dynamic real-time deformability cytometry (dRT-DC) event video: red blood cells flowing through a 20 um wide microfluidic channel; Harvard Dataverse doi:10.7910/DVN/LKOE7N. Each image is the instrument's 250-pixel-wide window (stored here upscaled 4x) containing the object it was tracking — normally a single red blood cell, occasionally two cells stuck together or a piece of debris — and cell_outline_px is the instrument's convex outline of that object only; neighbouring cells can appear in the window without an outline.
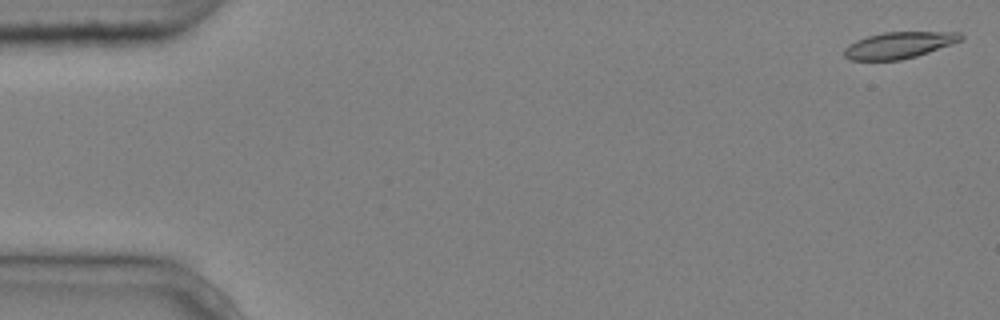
{"species": "common noctule bat (a hibernating species)", "species_latin": "Nyctalus noctula", "temperature_condition": "cold", "stored_images_in_passage": 5, "camera_frame_rate_fps": 3000, "um_per_image_px": 0.085, "animal": {"sex": "male", "body_mass_g": 20.4}, "frame": {"image": 1, "passage_image": 1, "time_ms": 0.0, "image_size_px": [1000, 320], "cell_outline_px": [[964, 36], [960, 40], [928, 52], [916, 56], [900, 60], [848, 60], [844, 56], [844, 48], [856, 40], [868, 36], [884, 32], [960, 32]], "centroid_in_image_um": [76.37, 3.84], "position_along_channel_um": 8.6, "area_um2": 17.74}}
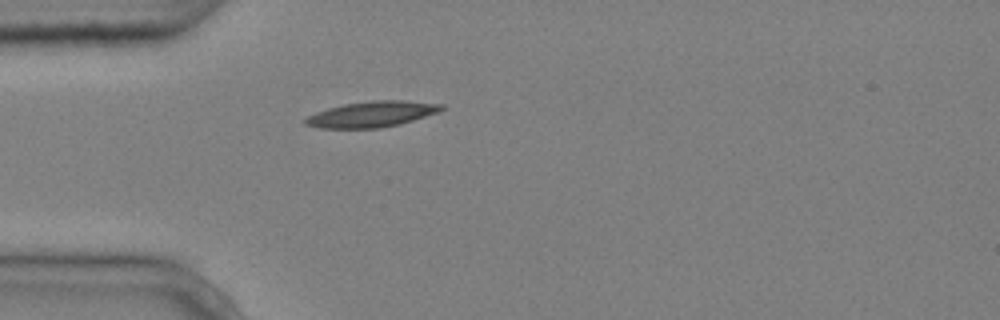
{"frame": {"image": 2, "passage_image": 5, "time_ms": 1.333, "image_size_px": [1000, 320], "cell_outline_px": [[444, 108], [436, 112], [400, 124], [380, 128], [320, 128], [304, 124], [304, 120], [308, 116], [316, 112], [328, 108], [344, 104], [372, 100], [404, 100], [444, 104]], "centroid_in_image_um": [31.58, 9.7], "position_along_channel_um": 53.4, "area_um2": 20.29}}